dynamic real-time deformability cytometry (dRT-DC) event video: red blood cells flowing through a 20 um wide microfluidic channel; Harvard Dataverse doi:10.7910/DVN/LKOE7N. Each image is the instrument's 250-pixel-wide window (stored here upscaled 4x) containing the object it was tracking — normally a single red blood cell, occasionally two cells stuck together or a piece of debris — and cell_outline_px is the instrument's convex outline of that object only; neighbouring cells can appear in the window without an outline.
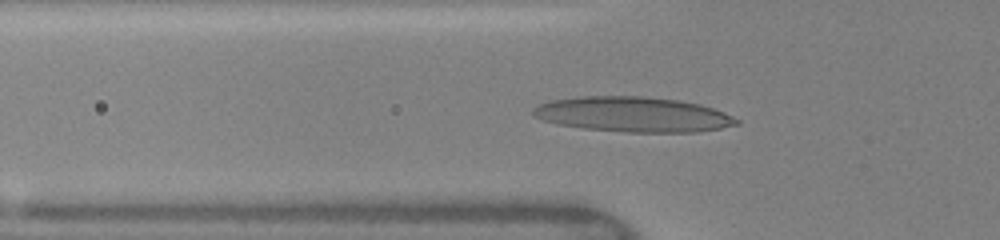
{"species": "human", "species_latin": "Homo sapiens", "temperature_condition": "warm", "stored_images_in_passage": 49, "camera_frame_rate_fps": 3000, "um_per_image_px": 0.085, "donor": {"sex": "female"}, "frame": {"image": 1, "passage_image": 17, "time_ms": 5.333, "image_size_px": [1000, 240], "cell_outline_px": [[740, 124], [720, 128], [696, 132], [628, 132], [584, 128], [560, 124], [544, 120], [532, 116], [532, 108], [540, 104], [552, 100], [580, 96], [644, 96], [676, 100], [700, 104], [724, 112], [740, 120]], "centroid_in_image_um": [53.82, 9.72], "position_along_channel_um": 72.0, "area_um2": 41.44}}
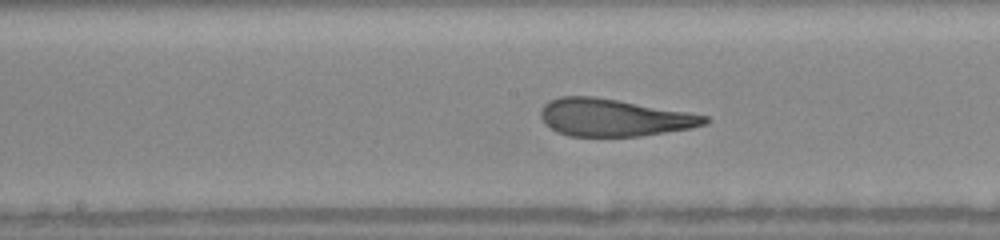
{"frame": {"image": 2, "passage_image": 26, "time_ms": 8.333, "image_size_px": [1000, 240], "cell_outline_px": [[712, 120], [708, 124], [692, 128], [640, 136], [568, 136], [556, 132], [544, 124], [540, 116], [540, 112], [544, 104], [548, 100], [560, 96], [592, 96], [688, 112], [708, 116]], "centroid_in_image_um": [52.16, 10.0], "position_along_channel_um": 196.0, "area_um2": 35.84}}
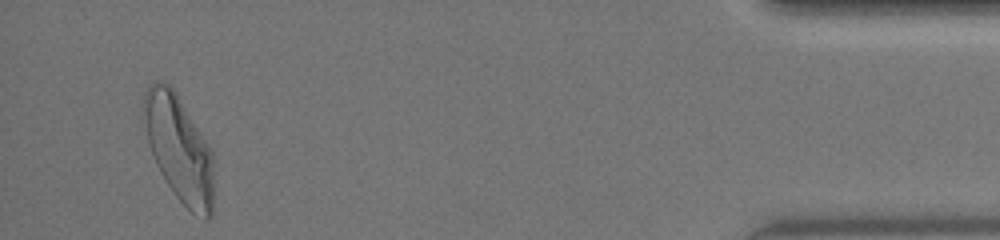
{"frame": {"image": 3, "passage_image": 47, "time_ms": 15.333, "image_size_px": [1000, 240], "cell_outline_px": [[212, 216], [208, 220], [204, 220], [192, 212], [176, 196], [160, 172], [152, 156], [148, 140], [144, 120], [144, 92], [156, 80], [160, 80], [168, 84], [176, 92], [208, 144], [212, 152]], "centroid_in_image_um": [15.22, 12.63], "position_along_channel_um": 420.0, "area_um2": 42.6}, "authors_computed_cell_mechanics": {"area_um2": 36.7608, "velocity_mm_per_s": 4.1161, "shape_relaxation_time_tau1_ms": 4.8381, "shape_relaxation_time_tau2_ms": 0.9656, "deformation_change_tau1": 0.225, "deformation_change_tau2": 0.1104}}